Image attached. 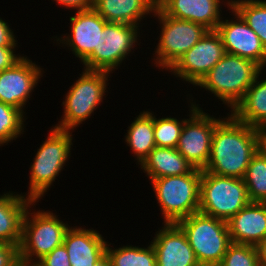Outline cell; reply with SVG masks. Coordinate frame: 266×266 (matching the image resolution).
Masks as SVG:
<instances>
[{
    "label": "cell",
    "instance_id": "37",
    "mask_svg": "<svg viewBox=\"0 0 266 266\" xmlns=\"http://www.w3.org/2000/svg\"><path fill=\"white\" fill-rule=\"evenodd\" d=\"M259 259V266H266V237L256 245Z\"/></svg>",
    "mask_w": 266,
    "mask_h": 266
},
{
    "label": "cell",
    "instance_id": "6",
    "mask_svg": "<svg viewBox=\"0 0 266 266\" xmlns=\"http://www.w3.org/2000/svg\"><path fill=\"white\" fill-rule=\"evenodd\" d=\"M201 176L202 170L194 168L188 174L150 180L163 223H177L199 211Z\"/></svg>",
    "mask_w": 266,
    "mask_h": 266
},
{
    "label": "cell",
    "instance_id": "35",
    "mask_svg": "<svg viewBox=\"0 0 266 266\" xmlns=\"http://www.w3.org/2000/svg\"><path fill=\"white\" fill-rule=\"evenodd\" d=\"M58 3V5H62L65 9L70 10H86L92 7V0H53V2Z\"/></svg>",
    "mask_w": 266,
    "mask_h": 266
},
{
    "label": "cell",
    "instance_id": "29",
    "mask_svg": "<svg viewBox=\"0 0 266 266\" xmlns=\"http://www.w3.org/2000/svg\"><path fill=\"white\" fill-rule=\"evenodd\" d=\"M185 123V118H156L154 115V139L157 147L176 148Z\"/></svg>",
    "mask_w": 266,
    "mask_h": 266
},
{
    "label": "cell",
    "instance_id": "27",
    "mask_svg": "<svg viewBox=\"0 0 266 266\" xmlns=\"http://www.w3.org/2000/svg\"><path fill=\"white\" fill-rule=\"evenodd\" d=\"M243 179L249 200L263 203L266 199V159L256 153L251 158Z\"/></svg>",
    "mask_w": 266,
    "mask_h": 266
},
{
    "label": "cell",
    "instance_id": "30",
    "mask_svg": "<svg viewBox=\"0 0 266 266\" xmlns=\"http://www.w3.org/2000/svg\"><path fill=\"white\" fill-rule=\"evenodd\" d=\"M218 266H259L256 246L232 243Z\"/></svg>",
    "mask_w": 266,
    "mask_h": 266
},
{
    "label": "cell",
    "instance_id": "19",
    "mask_svg": "<svg viewBox=\"0 0 266 266\" xmlns=\"http://www.w3.org/2000/svg\"><path fill=\"white\" fill-rule=\"evenodd\" d=\"M227 225L232 243L256 246L266 237V207L250 202Z\"/></svg>",
    "mask_w": 266,
    "mask_h": 266
},
{
    "label": "cell",
    "instance_id": "2",
    "mask_svg": "<svg viewBox=\"0 0 266 266\" xmlns=\"http://www.w3.org/2000/svg\"><path fill=\"white\" fill-rule=\"evenodd\" d=\"M262 69L250 59L226 53L196 86L214 94L232 111Z\"/></svg>",
    "mask_w": 266,
    "mask_h": 266
},
{
    "label": "cell",
    "instance_id": "8",
    "mask_svg": "<svg viewBox=\"0 0 266 266\" xmlns=\"http://www.w3.org/2000/svg\"><path fill=\"white\" fill-rule=\"evenodd\" d=\"M250 202L244 179L202 170L199 212L228 221Z\"/></svg>",
    "mask_w": 266,
    "mask_h": 266
},
{
    "label": "cell",
    "instance_id": "33",
    "mask_svg": "<svg viewBox=\"0 0 266 266\" xmlns=\"http://www.w3.org/2000/svg\"><path fill=\"white\" fill-rule=\"evenodd\" d=\"M0 47V72L13 67L18 61H20L24 56L16 55V47Z\"/></svg>",
    "mask_w": 266,
    "mask_h": 266
},
{
    "label": "cell",
    "instance_id": "4",
    "mask_svg": "<svg viewBox=\"0 0 266 266\" xmlns=\"http://www.w3.org/2000/svg\"><path fill=\"white\" fill-rule=\"evenodd\" d=\"M47 138L33 158L30 166L27 198L39 202L51 188L59 173L63 171L71 156L73 135L71 130L51 128Z\"/></svg>",
    "mask_w": 266,
    "mask_h": 266
},
{
    "label": "cell",
    "instance_id": "9",
    "mask_svg": "<svg viewBox=\"0 0 266 266\" xmlns=\"http://www.w3.org/2000/svg\"><path fill=\"white\" fill-rule=\"evenodd\" d=\"M152 15L157 17L161 28L154 51V64L165 71H168L209 31L200 24L170 17L158 6Z\"/></svg>",
    "mask_w": 266,
    "mask_h": 266
},
{
    "label": "cell",
    "instance_id": "34",
    "mask_svg": "<svg viewBox=\"0 0 266 266\" xmlns=\"http://www.w3.org/2000/svg\"><path fill=\"white\" fill-rule=\"evenodd\" d=\"M10 25L0 17V47H14L17 44V38Z\"/></svg>",
    "mask_w": 266,
    "mask_h": 266
},
{
    "label": "cell",
    "instance_id": "16",
    "mask_svg": "<svg viewBox=\"0 0 266 266\" xmlns=\"http://www.w3.org/2000/svg\"><path fill=\"white\" fill-rule=\"evenodd\" d=\"M151 241L157 266H200L186 234L176 223H162Z\"/></svg>",
    "mask_w": 266,
    "mask_h": 266
},
{
    "label": "cell",
    "instance_id": "39",
    "mask_svg": "<svg viewBox=\"0 0 266 266\" xmlns=\"http://www.w3.org/2000/svg\"><path fill=\"white\" fill-rule=\"evenodd\" d=\"M263 204L265 205V207H266V199L263 201Z\"/></svg>",
    "mask_w": 266,
    "mask_h": 266
},
{
    "label": "cell",
    "instance_id": "32",
    "mask_svg": "<svg viewBox=\"0 0 266 266\" xmlns=\"http://www.w3.org/2000/svg\"><path fill=\"white\" fill-rule=\"evenodd\" d=\"M0 266H21L18 246L0 242Z\"/></svg>",
    "mask_w": 266,
    "mask_h": 266
},
{
    "label": "cell",
    "instance_id": "1",
    "mask_svg": "<svg viewBox=\"0 0 266 266\" xmlns=\"http://www.w3.org/2000/svg\"><path fill=\"white\" fill-rule=\"evenodd\" d=\"M215 126L210 157L204 169L243 179L256 152V128L236 120L230 112Z\"/></svg>",
    "mask_w": 266,
    "mask_h": 266
},
{
    "label": "cell",
    "instance_id": "15",
    "mask_svg": "<svg viewBox=\"0 0 266 266\" xmlns=\"http://www.w3.org/2000/svg\"><path fill=\"white\" fill-rule=\"evenodd\" d=\"M70 23L71 33L63 34L54 41L64 48L68 46L82 63L94 50H98L99 33L103 31L107 21L91 7L75 11V14L70 16Z\"/></svg>",
    "mask_w": 266,
    "mask_h": 266
},
{
    "label": "cell",
    "instance_id": "36",
    "mask_svg": "<svg viewBox=\"0 0 266 266\" xmlns=\"http://www.w3.org/2000/svg\"><path fill=\"white\" fill-rule=\"evenodd\" d=\"M256 152L266 159V127L256 128Z\"/></svg>",
    "mask_w": 266,
    "mask_h": 266
},
{
    "label": "cell",
    "instance_id": "18",
    "mask_svg": "<svg viewBox=\"0 0 266 266\" xmlns=\"http://www.w3.org/2000/svg\"><path fill=\"white\" fill-rule=\"evenodd\" d=\"M107 241L100 232L70 226L64 237L71 266H93L106 254Z\"/></svg>",
    "mask_w": 266,
    "mask_h": 266
},
{
    "label": "cell",
    "instance_id": "13",
    "mask_svg": "<svg viewBox=\"0 0 266 266\" xmlns=\"http://www.w3.org/2000/svg\"><path fill=\"white\" fill-rule=\"evenodd\" d=\"M43 69L24 56L13 67L1 71L0 102L9 104L25 114V105L43 77Z\"/></svg>",
    "mask_w": 266,
    "mask_h": 266
},
{
    "label": "cell",
    "instance_id": "14",
    "mask_svg": "<svg viewBox=\"0 0 266 266\" xmlns=\"http://www.w3.org/2000/svg\"><path fill=\"white\" fill-rule=\"evenodd\" d=\"M228 10H231L235 20H221L216 28L226 53L250 59L264 69L266 48L262 45L260 38L235 10L231 7Z\"/></svg>",
    "mask_w": 266,
    "mask_h": 266
},
{
    "label": "cell",
    "instance_id": "22",
    "mask_svg": "<svg viewBox=\"0 0 266 266\" xmlns=\"http://www.w3.org/2000/svg\"><path fill=\"white\" fill-rule=\"evenodd\" d=\"M150 180L184 175L194 167L176 148L155 147L140 164V167Z\"/></svg>",
    "mask_w": 266,
    "mask_h": 266
},
{
    "label": "cell",
    "instance_id": "17",
    "mask_svg": "<svg viewBox=\"0 0 266 266\" xmlns=\"http://www.w3.org/2000/svg\"><path fill=\"white\" fill-rule=\"evenodd\" d=\"M223 2L224 0H158L157 6L170 17L191 21L214 31L224 19L221 15L222 6L229 8L231 5V0Z\"/></svg>",
    "mask_w": 266,
    "mask_h": 266
},
{
    "label": "cell",
    "instance_id": "7",
    "mask_svg": "<svg viewBox=\"0 0 266 266\" xmlns=\"http://www.w3.org/2000/svg\"><path fill=\"white\" fill-rule=\"evenodd\" d=\"M83 70L64 97L65 100L62 102L64 112L60 121L52 127L73 131L90 118L103 103L105 93L108 92L106 88L111 73Z\"/></svg>",
    "mask_w": 266,
    "mask_h": 266
},
{
    "label": "cell",
    "instance_id": "21",
    "mask_svg": "<svg viewBox=\"0 0 266 266\" xmlns=\"http://www.w3.org/2000/svg\"><path fill=\"white\" fill-rule=\"evenodd\" d=\"M32 203L23 193L9 191L0 195V242L20 246L23 218Z\"/></svg>",
    "mask_w": 266,
    "mask_h": 266
},
{
    "label": "cell",
    "instance_id": "26",
    "mask_svg": "<svg viewBox=\"0 0 266 266\" xmlns=\"http://www.w3.org/2000/svg\"><path fill=\"white\" fill-rule=\"evenodd\" d=\"M230 4V7L258 35L262 45L266 48V1L231 0Z\"/></svg>",
    "mask_w": 266,
    "mask_h": 266
},
{
    "label": "cell",
    "instance_id": "5",
    "mask_svg": "<svg viewBox=\"0 0 266 266\" xmlns=\"http://www.w3.org/2000/svg\"><path fill=\"white\" fill-rule=\"evenodd\" d=\"M186 234L200 266H218L232 244L227 221L196 212L176 223Z\"/></svg>",
    "mask_w": 266,
    "mask_h": 266
},
{
    "label": "cell",
    "instance_id": "12",
    "mask_svg": "<svg viewBox=\"0 0 266 266\" xmlns=\"http://www.w3.org/2000/svg\"><path fill=\"white\" fill-rule=\"evenodd\" d=\"M225 54L220 35L216 30L208 31L168 71L179 80L196 86Z\"/></svg>",
    "mask_w": 266,
    "mask_h": 266
},
{
    "label": "cell",
    "instance_id": "31",
    "mask_svg": "<svg viewBox=\"0 0 266 266\" xmlns=\"http://www.w3.org/2000/svg\"><path fill=\"white\" fill-rule=\"evenodd\" d=\"M34 266H71L64 244L54 248L49 254L41 258Z\"/></svg>",
    "mask_w": 266,
    "mask_h": 266
},
{
    "label": "cell",
    "instance_id": "10",
    "mask_svg": "<svg viewBox=\"0 0 266 266\" xmlns=\"http://www.w3.org/2000/svg\"><path fill=\"white\" fill-rule=\"evenodd\" d=\"M139 35L138 26L107 22L99 33L98 50H94L82 62L83 69L113 73L140 45Z\"/></svg>",
    "mask_w": 266,
    "mask_h": 266
},
{
    "label": "cell",
    "instance_id": "25",
    "mask_svg": "<svg viewBox=\"0 0 266 266\" xmlns=\"http://www.w3.org/2000/svg\"><path fill=\"white\" fill-rule=\"evenodd\" d=\"M110 245L108 242L106 246L110 266H157L156 253L151 243L147 247L127 244L116 249Z\"/></svg>",
    "mask_w": 266,
    "mask_h": 266
},
{
    "label": "cell",
    "instance_id": "20",
    "mask_svg": "<svg viewBox=\"0 0 266 266\" xmlns=\"http://www.w3.org/2000/svg\"><path fill=\"white\" fill-rule=\"evenodd\" d=\"M156 7V0H92V8L107 22L138 27H142L141 20L148 14L151 16Z\"/></svg>",
    "mask_w": 266,
    "mask_h": 266
},
{
    "label": "cell",
    "instance_id": "38",
    "mask_svg": "<svg viewBox=\"0 0 266 266\" xmlns=\"http://www.w3.org/2000/svg\"><path fill=\"white\" fill-rule=\"evenodd\" d=\"M93 266H110L109 257L105 254L101 259H99Z\"/></svg>",
    "mask_w": 266,
    "mask_h": 266
},
{
    "label": "cell",
    "instance_id": "3",
    "mask_svg": "<svg viewBox=\"0 0 266 266\" xmlns=\"http://www.w3.org/2000/svg\"><path fill=\"white\" fill-rule=\"evenodd\" d=\"M33 202L27 208L22 222V239L19 257L22 265L34 266L54 248L63 244L68 223L49 210L32 211ZM32 211V213H31Z\"/></svg>",
    "mask_w": 266,
    "mask_h": 266
},
{
    "label": "cell",
    "instance_id": "24",
    "mask_svg": "<svg viewBox=\"0 0 266 266\" xmlns=\"http://www.w3.org/2000/svg\"><path fill=\"white\" fill-rule=\"evenodd\" d=\"M125 142L134 153L140 165L148 154L156 147L154 139V113L152 111L140 112L128 126Z\"/></svg>",
    "mask_w": 266,
    "mask_h": 266
},
{
    "label": "cell",
    "instance_id": "23",
    "mask_svg": "<svg viewBox=\"0 0 266 266\" xmlns=\"http://www.w3.org/2000/svg\"><path fill=\"white\" fill-rule=\"evenodd\" d=\"M263 71L247 89L243 99L230 111L236 120L255 128L266 127V76L259 78Z\"/></svg>",
    "mask_w": 266,
    "mask_h": 266
},
{
    "label": "cell",
    "instance_id": "11",
    "mask_svg": "<svg viewBox=\"0 0 266 266\" xmlns=\"http://www.w3.org/2000/svg\"><path fill=\"white\" fill-rule=\"evenodd\" d=\"M199 105L192 98L189 118L185 119L176 149L194 168L204 170L210 157L214 128L223 118L211 116Z\"/></svg>",
    "mask_w": 266,
    "mask_h": 266
},
{
    "label": "cell",
    "instance_id": "28",
    "mask_svg": "<svg viewBox=\"0 0 266 266\" xmlns=\"http://www.w3.org/2000/svg\"><path fill=\"white\" fill-rule=\"evenodd\" d=\"M25 116L21 110L0 102V146L7 145L24 134Z\"/></svg>",
    "mask_w": 266,
    "mask_h": 266
}]
</instances>
